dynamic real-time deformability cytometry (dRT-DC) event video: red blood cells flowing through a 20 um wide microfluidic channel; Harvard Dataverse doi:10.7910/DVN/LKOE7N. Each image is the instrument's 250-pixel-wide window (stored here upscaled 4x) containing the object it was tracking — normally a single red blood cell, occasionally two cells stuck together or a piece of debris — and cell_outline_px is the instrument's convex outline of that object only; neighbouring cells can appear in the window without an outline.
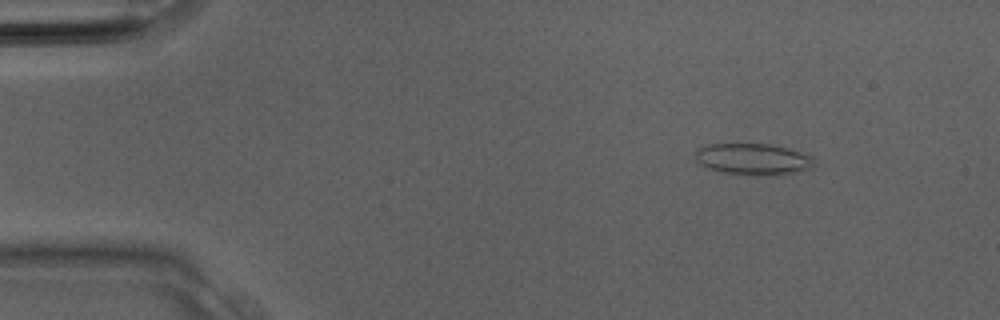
{"species": "Egyptian fruit bat (a non-hibernating species)", "species_latin": "Rousettus aegyptiacus", "temperature_condition": "room temperature", "stored_images_in_passage": 31, "camera_frame_rate_fps": 3000, "um_per_image_px": 0.085, "animal": {"sex": "male"}, "frame": {"image": 1, "passage_image": 4, "time_ms": 1.0, "image_size_px": [1000, 320], "cell_outline_px": [[812, 164], [808, 168], [788, 172], [716, 172], [700, 164], [696, 160], [696, 152], [700, 148], [708, 144], [768, 144], [784, 148], [812, 156]], "centroid_in_image_um": [63.88, 13.47], "position_along_channel_um": 21.1, "area_um2": 20.11}}
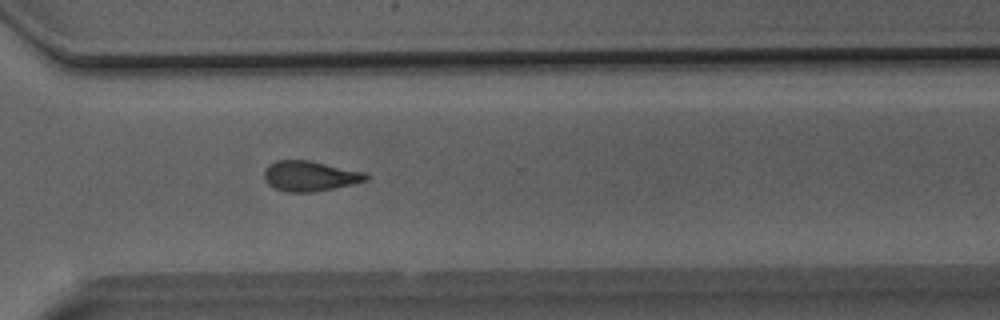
{"frame": {"image": 2, "passage_image": 23, "time_ms": 7.333, "image_size_px": [1000, 320], "cell_outline_px": [[372, 176], [368, 180], [352, 184], [312, 192], [288, 192], [276, 188], [268, 184], [264, 180], [264, 168], [268, 164], [276, 160], [308, 160], [368, 172]], "centroid_in_image_um": [26.37, 14.95], "position_along_channel_um": 344.2, "area_um2": 18.15}}
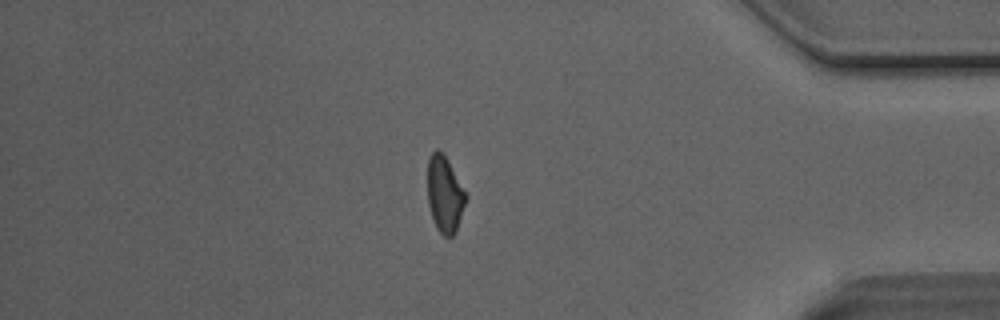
{"frame": {"image": 3, "passage_image": 27, "time_ms": 8.667, "image_size_px": [1000, 320], "cell_outline_px": [[468, 196], [456, 232], [452, 236], [444, 236], [436, 228], [428, 204], [428, 156], [436, 148], [448, 160]], "centroid_in_image_um": [37.81, 16.52], "position_along_channel_um": 397.4, "area_um2": 16.99}}